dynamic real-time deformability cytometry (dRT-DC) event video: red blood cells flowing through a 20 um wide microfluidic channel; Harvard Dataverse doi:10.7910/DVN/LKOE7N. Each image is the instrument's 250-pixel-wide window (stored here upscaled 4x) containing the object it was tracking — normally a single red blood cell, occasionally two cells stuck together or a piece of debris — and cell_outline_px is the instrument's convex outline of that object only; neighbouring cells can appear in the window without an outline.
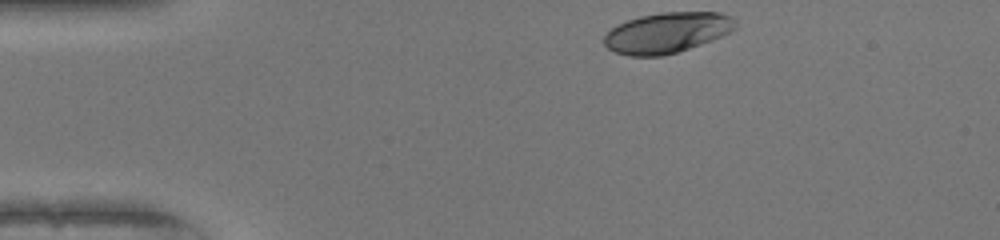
{"species": "human", "species_latin": "Homo sapiens", "temperature_condition": "warm", "stored_images_in_passage": 34, "camera_frame_rate_fps": 3000, "um_per_image_px": 0.085, "donor": {"sex": "female"}, "frame": {"image": 1, "passage_image": 1, "time_ms": 0.0, "image_size_px": [1000, 240], "cell_outline_px": [[736, 28], [712, 40], [676, 52], [660, 56], [628, 56], [616, 52], [608, 48], [604, 44], [604, 36], [616, 24], [640, 16], [660, 12], [720, 12], [732, 16], [736, 24]], "centroid_in_image_um": [56.68, 2.76], "position_along_channel_um": 28.3, "area_um2": 30.87}}
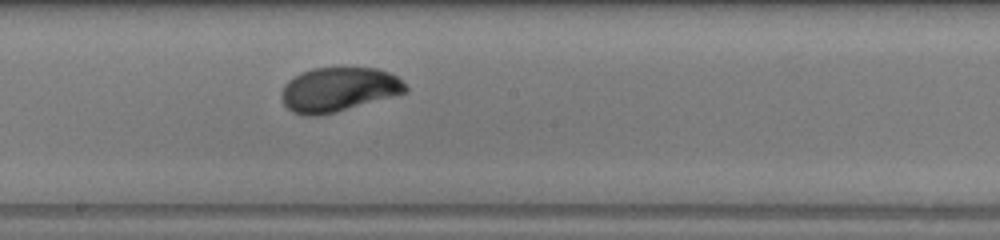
{"frame": {"image": 2, "passage_image": 20, "time_ms": 6.333, "image_size_px": [1000, 240], "cell_outline_px": [[408, 92], [336, 112], [320, 116], [304, 116], [292, 112], [280, 100], [280, 92], [284, 84], [292, 76], [300, 72], [312, 68], [344, 64], [380, 68], [396, 76], [408, 88]], "centroid_in_image_um": [28.74, 7.56], "position_along_channel_um": 219.5, "area_um2": 33.35}}
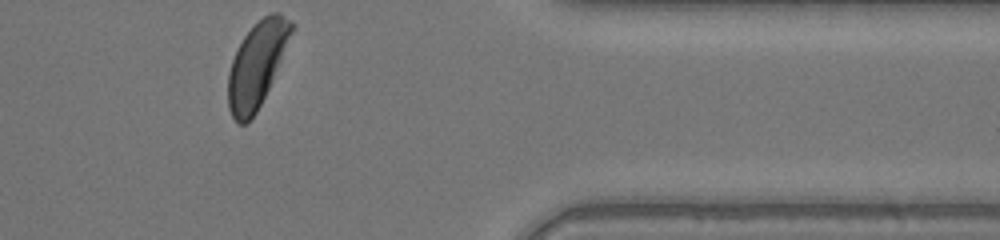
{"frame": {"image": 3, "passage_image": 34, "time_ms": 11.0, "image_size_px": [1000, 240], "cell_outline_px": [[296, 28], [272, 80], [256, 112], [244, 124], [240, 124], [232, 116], [228, 108], [228, 72], [232, 60], [244, 36], [264, 16], [272, 12], [280, 12], [292, 20], [296, 24]], "centroid_in_image_um": [21.87, 5.44], "position_along_channel_um": 389.5, "area_um2": 31.1}, "authors_computed_cell_mechanics": {"area_um2": 32.079, "velocity_mm_per_s": 4.0873, "shape_relaxation_time_tau1_ms": 3.1108, "shape_relaxation_time_tau2_ms": null, "deformation_change_tau1": 0.171, "deformation_change_tau2": null}}